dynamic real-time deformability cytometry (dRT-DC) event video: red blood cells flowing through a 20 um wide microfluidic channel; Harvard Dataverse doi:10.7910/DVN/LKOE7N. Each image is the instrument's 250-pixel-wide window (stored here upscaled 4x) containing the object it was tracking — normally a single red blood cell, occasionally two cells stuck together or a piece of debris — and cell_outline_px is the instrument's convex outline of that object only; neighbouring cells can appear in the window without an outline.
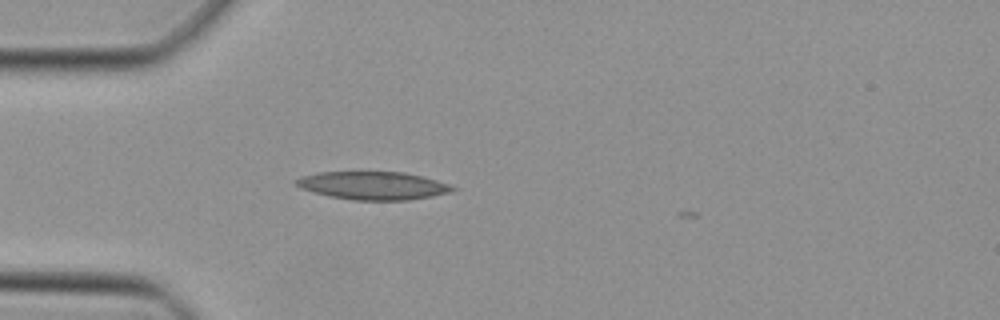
{"species": "Egyptian fruit bat (a non-hibernating species)", "species_latin": "Rousettus aegyptiacus", "temperature_condition": "cold", "stored_images_in_passage": 25, "camera_frame_rate_fps": 3000, "um_per_image_px": 0.085, "animal": {"sex": "female"}, "frame": {"image": 1, "passage_image": 1, "time_ms": 0.0, "image_size_px": [1000, 320], "cell_outline_px": [[460, 188], [452, 192], [432, 196], [408, 200], [352, 200], [328, 196], [300, 188], [292, 180], [300, 176], [316, 172], [404, 172], [436, 180]], "centroid_in_image_um": [31.69, 15.77], "position_along_channel_um": 53.3, "area_um2": 25.72}}
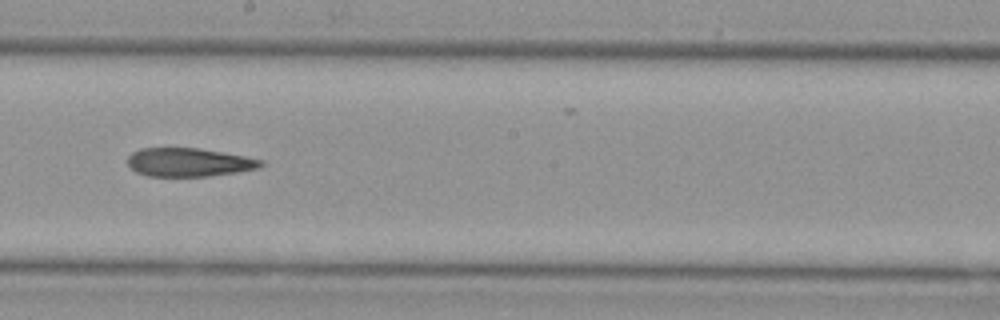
{"frame": {"image": 2, "passage_image": 14, "time_ms": 4.333, "image_size_px": [1000, 320], "cell_outline_px": [[264, 164], [260, 168], [236, 172], [208, 176], [148, 176], [136, 172], [128, 164], [128, 156], [132, 152], [140, 148], [200, 148], [244, 156], [264, 160]], "centroid_in_image_um": [16.06, 13.79], "position_along_channel_um": 232.1, "area_um2": 22.14}}
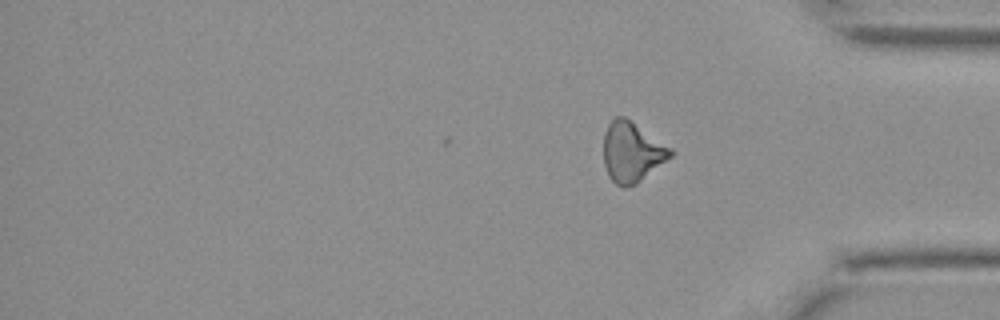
{"frame": {"image": 3, "passage_image": 25, "time_ms": 8.0, "image_size_px": [1000, 320], "cell_outline_px": [[676, 152], [672, 156], [636, 184], [624, 188], [616, 184], [608, 176], [604, 164], [604, 132], [608, 124], [616, 116], [624, 116], [672, 148]], "centroid_in_image_um": [53.71, 12.93], "position_along_channel_um": 381.5, "area_um2": 23.41}}